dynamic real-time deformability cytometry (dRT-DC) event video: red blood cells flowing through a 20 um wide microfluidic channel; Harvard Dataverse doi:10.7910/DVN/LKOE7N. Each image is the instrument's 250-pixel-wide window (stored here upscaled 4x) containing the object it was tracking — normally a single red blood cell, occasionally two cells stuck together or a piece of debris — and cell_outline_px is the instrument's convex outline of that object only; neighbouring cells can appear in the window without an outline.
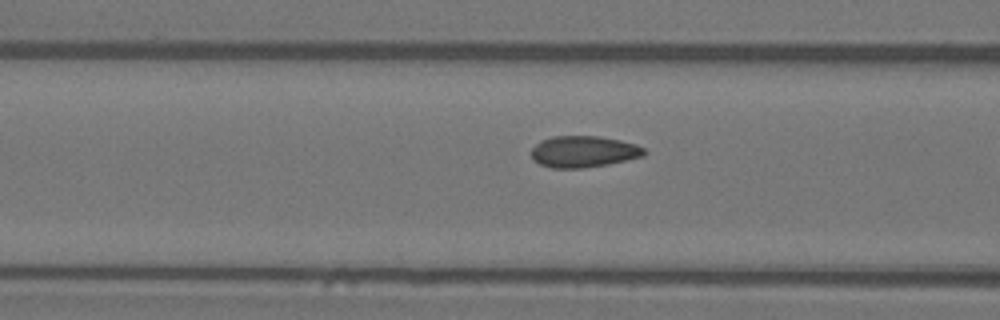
{"species": "Egyptian fruit bat (a non-hibernating species)", "species_latin": "Rousettus aegyptiacus", "temperature_condition": "warm", "stored_images_in_passage": 5, "camera_frame_rate_fps": 3000, "um_per_image_px": 0.085, "animal": {"sex": "female"}, "frame": {"image": 1, "passage_image": 4, "time_ms": 1.0, "image_size_px": [1000, 320], "cell_outline_px": [[648, 152], [644, 156], [608, 164], [584, 168], [552, 168], [540, 164], [532, 160], [532, 148], [540, 140], [552, 136], [600, 136], [620, 140], [636, 144], [644, 148]], "centroid_in_image_um": [49.61, 12.88], "position_along_channel_um": 117.0, "area_um2": 20.87}}